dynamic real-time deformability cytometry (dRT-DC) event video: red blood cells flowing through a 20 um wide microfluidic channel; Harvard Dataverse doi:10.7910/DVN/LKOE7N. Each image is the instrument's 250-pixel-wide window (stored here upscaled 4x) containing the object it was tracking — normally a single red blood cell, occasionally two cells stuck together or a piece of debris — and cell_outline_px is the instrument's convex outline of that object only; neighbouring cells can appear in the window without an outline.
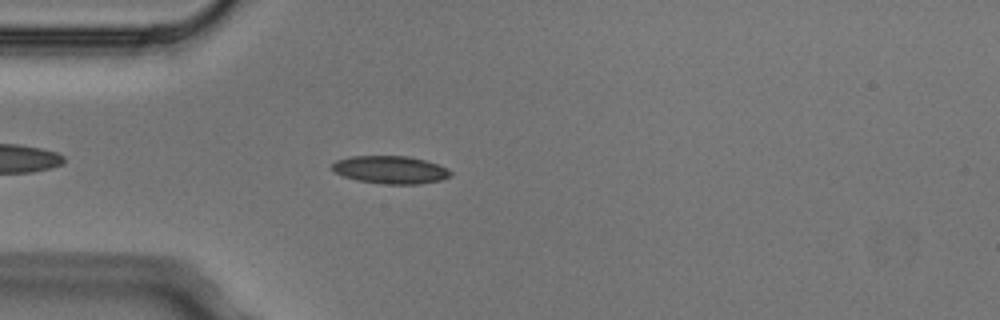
{"species": "Egyptian fruit bat (a non-hibernating species)", "species_latin": "Rousettus aegyptiacus", "temperature_condition": "cold", "stored_images_in_passage": 4, "camera_frame_rate_fps": 3000, "um_per_image_px": 0.085, "animal": {"sex": "male"}, "frame": {"image": 1, "passage_image": 4, "time_ms": 1.0, "image_size_px": [1000, 320], "cell_outline_px": [[452, 176], [440, 180], [416, 184], [380, 184], [356, 180], [344, 176], [336, 172], [332, 168], [332, 164], [336, 160], [352, 156], [408, 156], [424, 160], [448, 168], [452, 172]], "centroid_in_image_um": [33.19, 14.43], "position_along_channel_um": 51.8, "area_um2": 19.13}}